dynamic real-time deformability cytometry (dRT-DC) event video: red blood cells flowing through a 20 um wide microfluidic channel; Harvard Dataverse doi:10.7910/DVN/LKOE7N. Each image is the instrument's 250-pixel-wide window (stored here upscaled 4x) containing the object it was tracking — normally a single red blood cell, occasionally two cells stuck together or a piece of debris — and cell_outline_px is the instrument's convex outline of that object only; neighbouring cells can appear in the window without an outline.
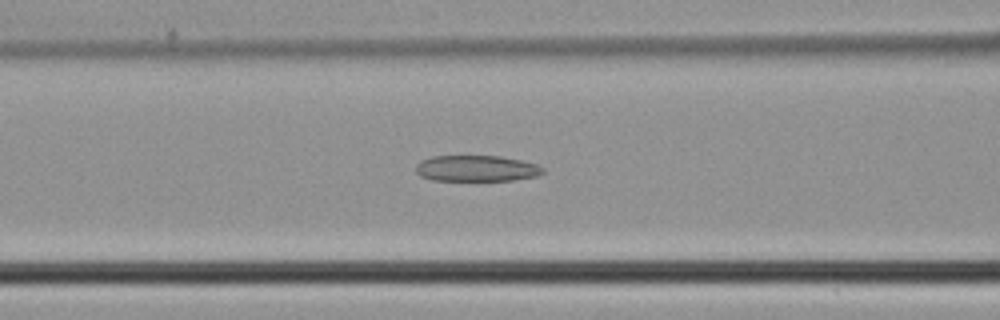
{"species": "common noctule bat (a hibernating species)", "species_latin": "Nyctalus noctula", "temperature_condition": "cold", "stored_images_in_passage": 30, "camera_frame_rate_fps": 3000, "um_per_image_px": 0.085, "animal": {"sex": "male", "body_mass_g": 21.5, "forearm_length_mm": 52.0}, "frame": {"image": 1, "passage_image": 9, "time_ms": 2.667, "image_size_px": [1000, 320], "cell_outline_px": [[544, 172], [536, 176], [512, 180], [432, 180], [420, 176], [416, 172], [416, 164], [420, 160], [432, 156], [500, 156], [520, 160], [536, 164], [544, 168]], "centroid_in_image_um": [40.47, 14.31], "position_along_channel_um": 126.1, "area_um2": 19.25}}
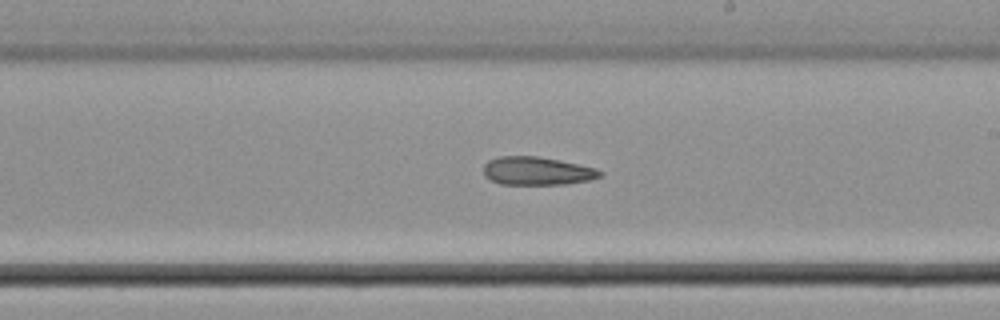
{"frame": {"image": 2, "passage_image": 17, "time_ms": 5.333, "image_size_px": [1000, 320], "cell_outline_px": [[604, 176], [592, 180], [568, 184], [500, 184], [484, 176], [484, 164], [488, 160], [500, 156], [536, 156], [560, 160], [596, 168], [604, 172]], "centroid_in_image_um": [45.7, 14.53], "position_along_channel_um": 243.3, "area_um2": 19.36}}
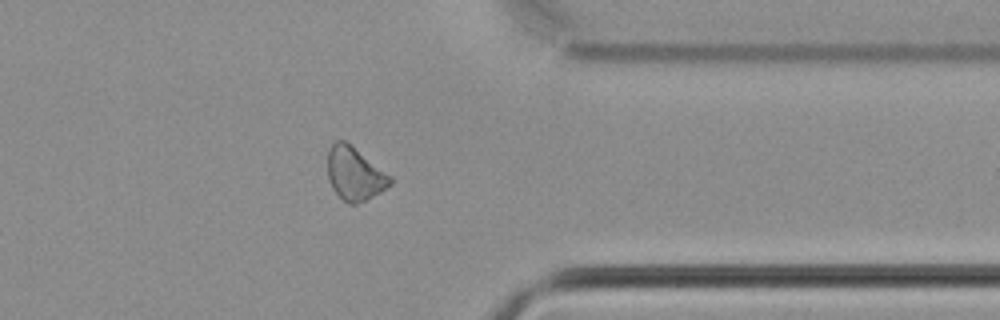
{"frame": {"image": 3, "passage_image": 27, "time_ms": 8.667, "image_size_px": [1000, 320], "cell_outline_px": [[392, 184], [380, 192], [356, 204], [348, 204], [332, 188], [328, 180], [328, 148], [336, 140], [344, 140], [352, 144], [392, 176]], "centroid_in_image_um": [30.15, 14.73], "position_along_channel_um": 381.2, "area_um2": 19.54}}